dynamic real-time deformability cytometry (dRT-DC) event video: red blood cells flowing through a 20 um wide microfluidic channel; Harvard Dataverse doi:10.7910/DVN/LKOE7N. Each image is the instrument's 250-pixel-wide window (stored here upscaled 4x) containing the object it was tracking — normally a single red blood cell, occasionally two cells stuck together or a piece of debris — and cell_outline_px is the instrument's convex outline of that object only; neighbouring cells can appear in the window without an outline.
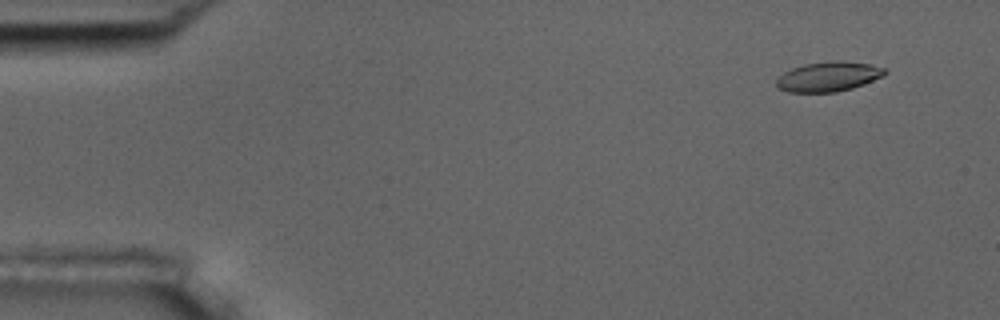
{"species": "common noctule bat (a hibernating species)", "species_latin": "Nyctalus noctula", "temperature_condition": "room temperature", "stored_images_in_passage": 2, "camera_frame_rate_fps": 3000, "um_per_image_px": 0.085, "animal": {"sex": "male", "body_mass_g": 17.5, "forearm_length_mm": 52.3}, "frame": {"image": 1, "passage_image": 1, "time_ms": 0.0, "image_size_px": [1000, 320], "cell_outline_px": [[888, 72], [884, 76], [864, 84], [852, 88], [836, 92], [788, 92], [776, 88], [776, 80], [784, 72], [792, 68], [804, 64], [836, 60], [872, 64], [884, 68]], "centroid_in_image_um": [70.43, 6.51], "position_along_channel_um": 14.6, "area_um2": 18.9}}